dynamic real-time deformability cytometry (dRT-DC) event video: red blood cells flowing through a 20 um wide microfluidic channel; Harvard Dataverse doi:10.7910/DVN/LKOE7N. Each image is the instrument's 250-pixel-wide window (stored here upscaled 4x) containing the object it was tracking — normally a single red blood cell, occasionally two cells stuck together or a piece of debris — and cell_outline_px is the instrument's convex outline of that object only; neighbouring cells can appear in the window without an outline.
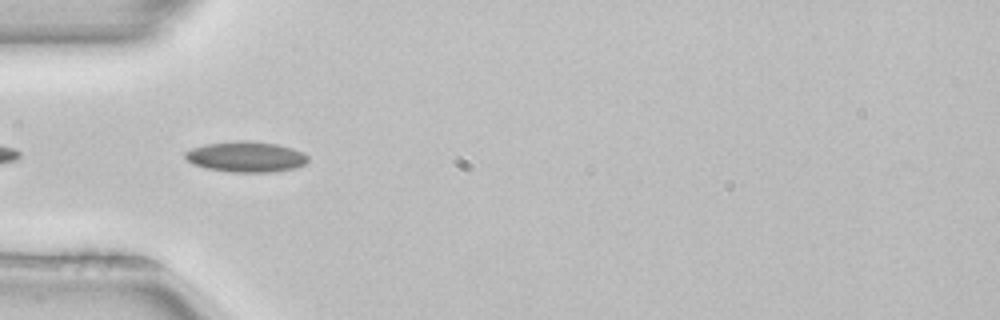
{"species": "common noctule bat (a hibernating species)", "species_latin": "Nyctalus noctula", "temperature_condition": "room temperature", "stored_images_in_passage": 4, "camera_frame_rate_fps": 3000, "um_per_image_px": 0.085, "animal": {"sex": "female", "body_mass_g": 22.7, "forearm_length_mm": 54.2}, "frame": {"image": 1, "passage_image": 3, "time_ms": 0.667, "image_size_px": [1000, 320], "cell_outline_px": [[308, 160], [304, 164], [296, 168], [272, 172], [232, 172], [208, 168], [192, 164], [184, 156], [184, 152], [192, 148], [204, 144], [240, 140], [244, 140], [276, 144], [292, 148], [304, 152], [308, 156]], "centroid_in_image_um": [20.92, 13.32], "position_along_channel_um": 64.1, "area_um2": 21.91}}